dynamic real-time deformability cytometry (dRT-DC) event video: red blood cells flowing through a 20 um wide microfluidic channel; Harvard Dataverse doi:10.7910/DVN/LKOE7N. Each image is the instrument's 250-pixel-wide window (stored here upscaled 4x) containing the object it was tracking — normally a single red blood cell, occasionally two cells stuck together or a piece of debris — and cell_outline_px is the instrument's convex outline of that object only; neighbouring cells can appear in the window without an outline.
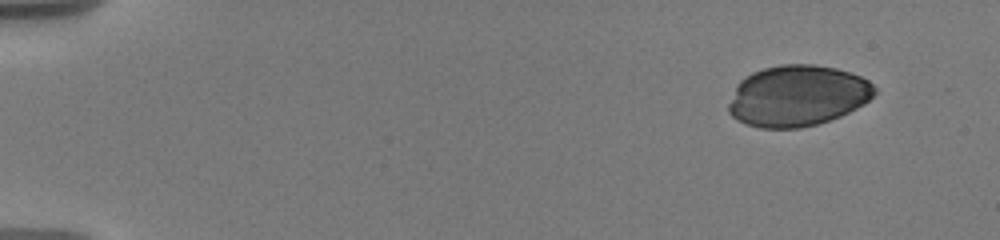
{"species": "human", "species_latin": "Homo sapiens", "temperature_condition": "warm", "stored_images_in_passage": 36, "camera_frame_rate_fps": 3000, "um_per_image_px": 0.085, "donor": {"sex": "male"}, "frame": {"image": 1, "passage_image": 1, "time_ms": 0.0, "image_size_px": [1000, 240], "cell_outline_px": [[876, 92], [864, 104], [840, 116], [816, 124], [800, 128], [760, 128], [736, 120], [728, 112], [728, 104], [736, 84], [744, 76], [752, 72], [764, 68], [780, 64], [812, 64], [836, 68], [860, 76], [868, 80], [876, 88]], "centroid_in_image_um": [67.75, 8.13], "position_along_channel_um": 17.2, "area_um2": 52.02}}
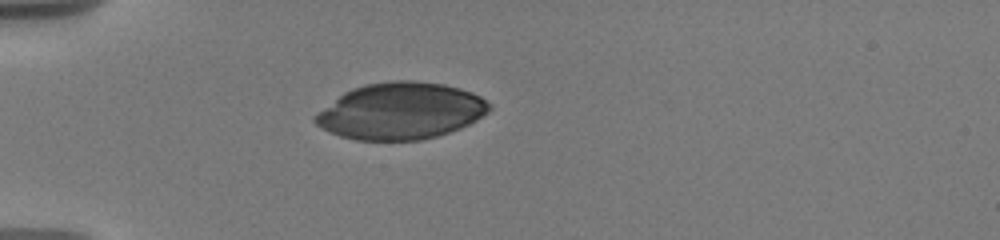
{"frame": {"image": 2, "passage_image": 30, "time_ms": 4.0, "image_size_px": [1000, 240], "cell_outline_px": [[492, 108], [488, 112], [476, 120], [460, 128], [436, 136], [420, 140], [356, 140], [340, 136], [316, 124], [312, 120], [312, 116], [316, 112], [344, 92], [352, 88], [364, 84], [392, 80], [412, 80], [444, 84], [460, 88], [472, 92], [480, 96], [492, 104]], "centroid_in_image_um": [34.05, 9.42], "position_along_channel_um": 50.9, "area_um2": 57.63}}